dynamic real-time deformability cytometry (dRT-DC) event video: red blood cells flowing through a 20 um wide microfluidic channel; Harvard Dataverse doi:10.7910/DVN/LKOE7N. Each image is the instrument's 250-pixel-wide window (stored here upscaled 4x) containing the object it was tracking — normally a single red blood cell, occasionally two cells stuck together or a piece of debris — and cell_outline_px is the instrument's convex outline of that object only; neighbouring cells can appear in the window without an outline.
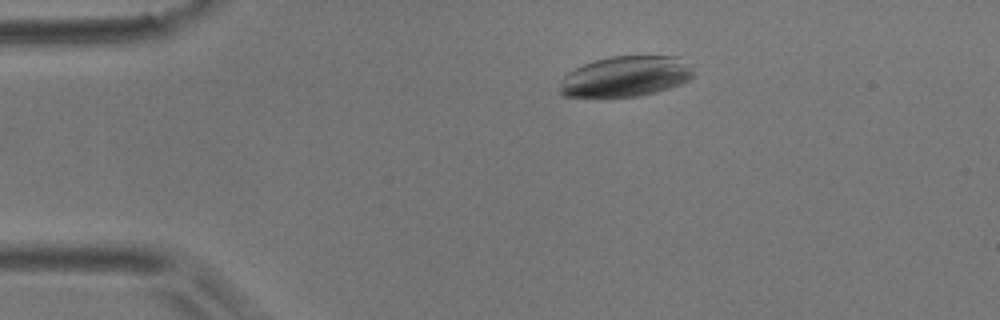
{"species": "common noctule bat (a hibernating species)", "species_latin": "Nyctalus noctula", "temperature_condition": "room temperature", "stored_images_in_passage": 33, "camera_frame_rate_fps": 3000, "um_per_image_px": 0.085, "animal": {"sex": "male", "body_mass_g": 17.9}, "frame": {"image": 1, "passage_image": 10, "time_ms": 3.0, "image_size_px": [1000, 320], "cell_outline_px": [[692, 76], [688, 80], [680, 84], [656, 92], [640, 96], [560, 96], [560, 88], [564, 76], [568, 72], [584, 64], [596, 60], [612, 56], [676, 56], [692, 72]], "centroid_in_image_um": [53.13, 6.5], "position_along_channel_um": 31.9, "area_um2": 30.87}}
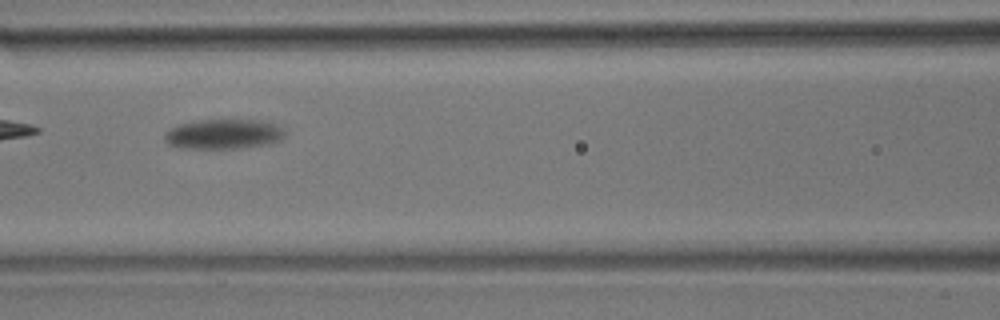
{"frame": {"image": 2, "passage_image": 25, "time_ms": 8.0, "image_size_px": [1000, 320], "cell_outline_px": [[284, 136], [280, 140], [272, 144], [240, 148], [180, 148], [168, 144], [164, 140], [164, 136], [172, 128], [180, 124], [200, 120], [260, 120], [276, 124], [284, 128]], "centroid_in_image_um": [19.05, 11.4], "position_along_channel_um": 147.5, "area_um2": 20.92}}
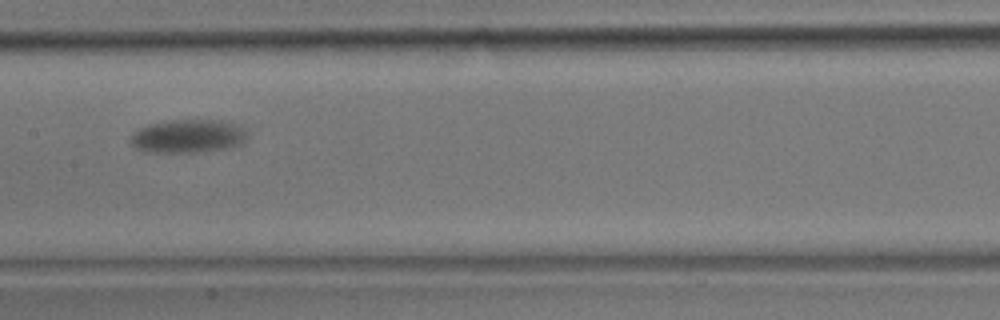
{"frame": {"image": 3, "passage_image": 29, "time_ms": 9.333, "image_size_px": [1000, 320], "cell_outline_px": [[248, 136], [240, 144], [224, 148], [196, 152], [144, 152], [136, 148], [128, 140], [140, 128], [148, 124], [172, 120], [220, 120], [240, 124], [244, 128]], "centroid_in_image_um": [15.98, 11.56], "position_along_channel_um": 191.4, "area_um2": 22.66}}